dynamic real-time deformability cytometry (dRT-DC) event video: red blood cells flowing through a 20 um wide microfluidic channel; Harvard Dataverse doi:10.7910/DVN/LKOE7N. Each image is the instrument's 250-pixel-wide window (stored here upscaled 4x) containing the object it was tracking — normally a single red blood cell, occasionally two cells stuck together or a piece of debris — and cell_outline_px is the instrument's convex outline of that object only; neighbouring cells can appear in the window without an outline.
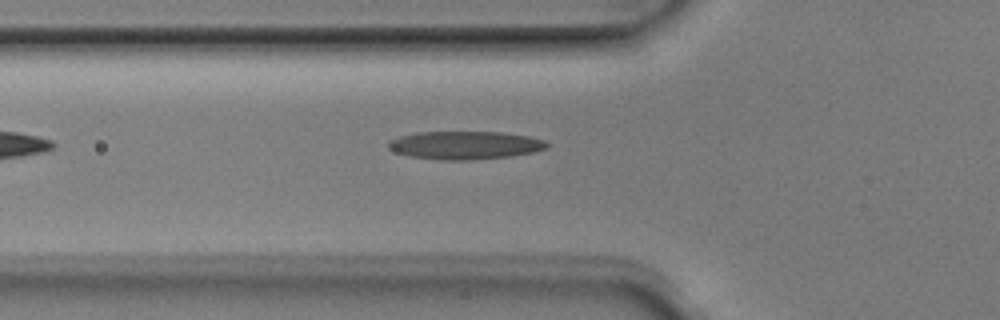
{"species": "Egyptian fruit bat (a non-hibernating species)", "species_latin": "Rousettus aegyptiacus", "temperature_condition": "room temperature", "stored_images_in_passage": 2, "camera_frame_rate_fps": 3000, "um_per_image_px": 0.085, "animal": {"sex": "male"}, "frame": {"image": 1, "passage_image": 2, "time_ms": 0.333, "image_size_px": [1000, 320], "cell_outline_px": [[548, 148], [532, 152], [512, 156], [468, 160], [440, 160], [408, 156], [396, 152], [388, 148], [388, 140], [400, 136], [416, 132], [500, 132], [528, 136], [544, 140], [548, 144]], "centroid_in_image_um": [39.5, 12.34], "position_along_channel_um": 86.3, "area_um2": 26.01}}